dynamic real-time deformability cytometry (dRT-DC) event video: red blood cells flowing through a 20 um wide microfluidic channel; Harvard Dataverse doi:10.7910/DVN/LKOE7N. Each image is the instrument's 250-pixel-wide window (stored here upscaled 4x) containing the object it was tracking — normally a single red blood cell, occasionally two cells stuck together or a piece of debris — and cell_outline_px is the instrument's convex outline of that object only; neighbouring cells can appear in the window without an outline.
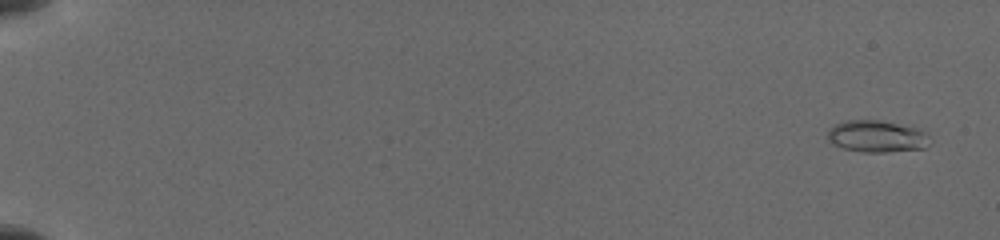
{"species": "common noctule bat (a hibernating species)", "species_latin": "Nyctalus noctula", "temperature_condition": "cold", "stored_images_in_passage": 18, "camera_frame_rate_fps": 3000, "um_per_image_px": 0.085, "animal": {"sex": "female", "body_mass_g": 19.5, "forearm_length_mm": 54.1}, "frame": {"image": 1, "passage_image": 1, "time_ms": 0.0, "image_size_px": [1000, 240], "cell_outline_px": [[932, 144], [924, 148], [884, 152], [864, 152], [844, 148], [832, 144], [828, 140], [828, 132], [836, 124], [848, 120], [876, 120], [896, 124], [912, 128], [924, 132]], "centroid_in_image_um": [74.51, 11.61], "position_along_channel_um": 10.5, "area_um2": 18.5}}
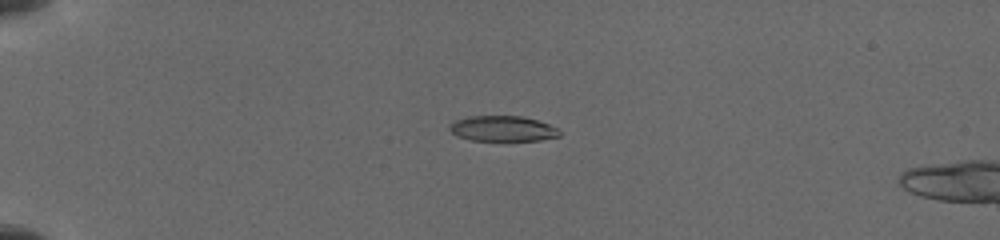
{"frame": {"image": 2, "passage_image": 11, "time_ms": 4.333, "image_size_px": [1000, 240], "cell_outline_px": [[560, 136], [540, 140], [472, 140], [456, 136], [448, 128], [456, 120], [468, 116], [520, 116], [536, 120], [560, 128]], "centroid_in_image_um": [42.75, 10.93], "position_along_channel_um": 42.3, "area_um2": 16.18}}
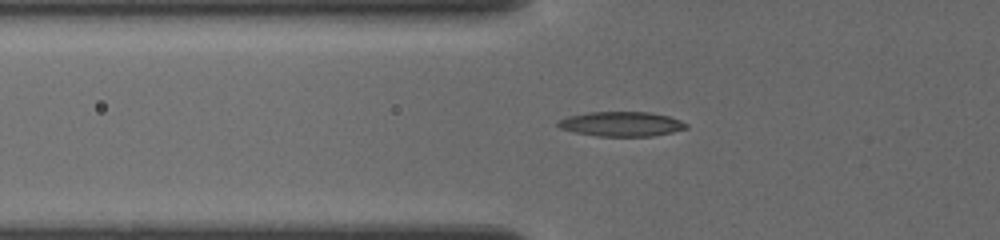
{"frame": {"image": 3, "passage_image": 16, "time_ms": 6.333, "image_size_px": [1000, 240], "cell_outline_px": [[688, 128], [672, 132], [652, 136], [600, 136], [576, 132], [560, 128], [556, 124], [560, 120], [568, 116], [588, 112], [648, 112], [668, 116], [680, 120], [688, 124]], "centroid_in_image_um": [52.84, 10.53], "position_along_channel_um": 73.0, "area_um2": 18.26}}